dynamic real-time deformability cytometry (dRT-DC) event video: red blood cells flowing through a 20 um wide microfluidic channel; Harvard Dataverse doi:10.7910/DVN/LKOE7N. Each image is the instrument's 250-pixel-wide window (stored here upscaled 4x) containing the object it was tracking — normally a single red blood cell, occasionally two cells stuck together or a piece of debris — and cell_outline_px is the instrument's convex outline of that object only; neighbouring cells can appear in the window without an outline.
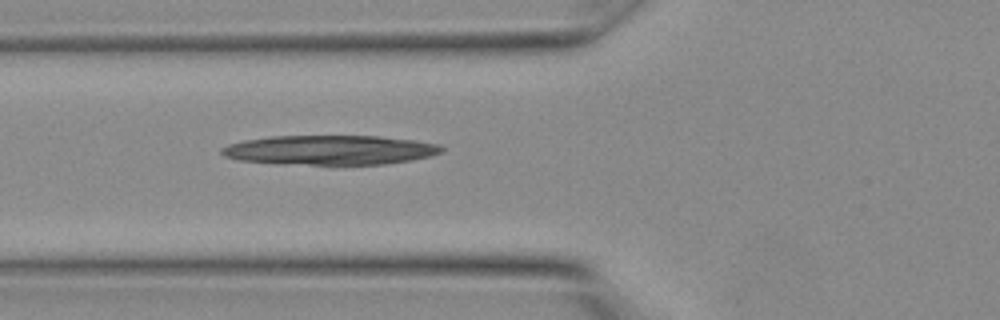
{"species": "Egyptian fruit bat (a non-hibernating species)", "species_latin": "Rousettus aegyptiacus", "temperature_condition": "warm", "stored_images_in_passage": 4, "camera_frame_rate_fps": 3000, "um_per_image_px": 0.085, "animal": {"sex": "female"}, "frame": {"image": 1, "passage_image": 4, "time_ms": 1.0, "image_size_px": [1000, 320], "cell_outline_px": [[444, 152], [432, 156], [412, 160], [384, 164], [312, 164], [240, 160], [224, 156], [220, 152], [220, 148], [228, 144], [244, 140], [272, 136], [380, 136], [416, 140], [440, 144], [444, 148]], "centroid_in_image_um": [28.14, 12.73], "position_along_channel_um": 97.7, "area_um2": 37.63}}